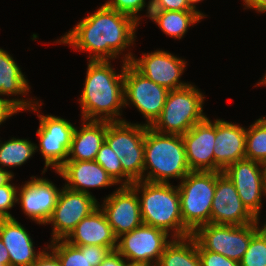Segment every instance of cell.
Instances as JSON below:
<instances>
[{
  "label": "cell",
  "mask_w": 266,
  "mask_h": 266,
  "mask_svg": "<svg viewBox=\"0 0 266 266\" xmlns=\"http://www.w3.org/2000/svg\"><path fill=\"white\" fill-rule=\"evenodd\" d=\"M0 261L5 266H10V258L9 253L5 245L3 244V241L0 238Z\"/></svg>",
  "instance_id": "40"
},
{
  "label": "cell",
  "mask_w": 266,
  "mask_h": 266,
  "mask_svg": "<svg viewBox=\"0 0 266 266\" xmlns=\"http://www.w3.org/2000/svg\"><path fill=\"white\" fill-rule=\"evenodd\" d=\"M181 136L191 171L223 172L214 161L216 120L206 117Z\"/></svg>",
  "instance_id": "16"
},
{
  "label": "cell",
  "mask_w": 266,
  "mask_h": 266,
  "mask_svg": "<svg viewBox=\"0 0 266 266\" xmlns=\"http://www.w3.org/2000/svg\"><path fill=\"white\" fill-rule=\"evenodd\" d=\"M138 25L132 17L103 4L93 14L81 19L56 43L90 53V61H110L117 56L119 58L127 47L134 44Z\"/></svg>",
  "instance_id": "1"
},
{
  "label": "cell",
  "mask_w": 266,
  "mask_h": 266,
  "mask_svg": "<svg viewBox=\"0 0 266 266\" xmlns=\"http://www.w3.org/2000/svg\"><path fill=\"white\" fill-rule=\"evenodd\" d=\"M124 266H150L144 263H136V262H126Z\"/></svg>",
  "instance_id": "44"
},
{
  "label": "cell",
  "mask_w": 266,
  "mask_h": 266,
  "mask_svg": "<svg viewBox=\"0 0 266 266\" xmlns=\"http://www.w3.org/2000/svg\"><path fill=\"white\" fill-rule=\"evenodd\" d=\"M39 102L37 101L29 111L37 112L40 122L36 132L40 141L39 146L36 144L35 147L44 157V174L48 167L57 171L68 160L75 126L62 117L40 114L38 109L43 103Z\"/></svg>",
  "instance_id": "9"
},
{
  "label": "cell",
  "mask_w": 266,
  "mask_h": 266,
  "mask_svg": "<svg viewBox=\"0 0 266 266\" xmlns=\"http://www.w3.org/2000/svg\"><path fill=\"white\" fill-rule=\"evenodd\" d=\"M130 186L138 195L141 194L138 198L143 224L171 233V238L192 236L183 224L177 186L144 180L135 181Z\"/></svg>",
  "instance_id": "3"
},
{
  "label": "cell",
  "mask_w": 266,
  "mask_h": 266,
  "mask_svg": "<svg viewBox=\"0 0 266 266\" xmlns=\"http://www.w3.org/2000/svg\"><path fill=\"white\" fill-rule=\"evenodd\" d=\"M150 10L166 11H195L191 8L188 0H149Z\"/></svg>",
  "instance_id": "36"
},
{
  "label": "cell",
  "mask_w": 266,
  "mask_h": 266,
  "mask_svg": "<svg viewBox=\"0 0 266 266\" xmlns=\"http://www.w3.org/2000/svg\"><path fill=\"white\" fill-rule=\"evenodd\" d=\"M179 183L183 224L193 233L199 226L211 223L216 172L191 171Z\"/></svg>",
  "instance_id": "6"
},
{
  "label": "cell",
  "mask_w": 266,
  "mask_h": 266,
  "mask_svg": "<svg viewBox=\"0 0 266 266\" xmlns=\"http://www.w3.org/2000/svg\"><path fill=\"white\" fill-rule=\"evenodd\" d=\"M257 219L243 205L236 187L223 172H216L215 195L211 207V223L246 225Z\"/></svg>",
  "instance_id": "18"
},
{
  "label": "cell",
  "mask_w": 266,
  "mask_h": 266,
  "mask_svg": "<svg viewBox=\"0 0 266 266\" xmlns=\"http://www.w3.org/2000/svg\"><path fill=\"white\" fill-rule=\"evenodd\" d=\"M171 234L146 224H141L129 233L117 238L116 250L128 262L155 266L165 247L172 241Z\"/></svg>",
  "instance_id": "11"
},
{
  "label": "cell",
  "mask_w": 266,
  "mask_h": 266,
  "mask_svg": "<svg viewBox=\"0 0 266 266\" xmlns=\"http://www.w3.org/2000/svg\"><path fill=\"white\" fill-rule=\"evenodd\" d=\"M99 207L95 196L62 187L57 204L46 224H51V241L65 239L76 225Z\"/></svg>",
  "instance_id": "13"
},
{
  "label": "cell",
  "mask_w": 266,
  "mask_h": 266,
  "mask_svg": "<svg viewBox=\"0 0 266 266\" xmlns=\"http://www.w3.org/2000/svg\"><path fill=\"white\" fill-rule=\"evenodd\" d=\"M201 1H203V0H188V3L190 4V6H191V8L193 10H195L196 12H198L204 18V17H207V16L204 13H202L201 11H199L197 9V7H196V4L199 3V2H201Z\"/></svg>",
  "instance_id": "42"
},
{
  "label": "cell",
  "mask_w": 266,
  "mask_h": 266,
  "mask_svg": "<svg viewBox=\"0 0 266 266\" xmlns=\"http://www.w3.org/2000/svg\"><path fill=\"white\" fill-rule=\"evenodd\" d=\"M14 178L13 172L0 168V187L8 184Z\"/></svg>",
  "instance_id": "41"
},
{
  "label": "cell",
  "mask_w": 266,
  "mask_h": 266,
  "mask_svg": "<svg viewBox=\"0 0 266 266\" xmlns=\"http://www.w3.org/2000/svg\"><path fill=\"white\" fill-rule=\"evenodd\" d=\"M30 86L21 68L8 51L0 48V95H27Z\"/></svg>",
  "instance_id": "26"
},
{
  "label": "cell",
  "mask_w": 266,
  "mask_h": 266,
  "mask_svg": "<svg viewBox=\"0 0 266 266\" xmlns=\"http://www.w3.org/2000/svg\"><path fill=\"white\" fill-rule=\"evenodd\" d=\"M79 104L81 120L125 121L120 118L124 107V71L127 62L123 61L120 73L111 66V61H90Z\"/></svg>",
  "instance_id": "2"
},
{
  "label": "cell",
  "mask_w": 266,
  "mask_h": 266,
  "mask_svg": "<svg viewBox=\"0 0 266 266\" xmlns=\"http://www.w3.org/2000/svg\"><path fill=\"white\" fill-rule=\"evenodd\" d=\"M163 33L175 39H182L190 26L200 22L203 17L196 11L150 10L148 17Z\"/></svg>",
  "instance_id": "25"
},
{
  "label": "cell",
  "mask_w": 266,
  "mask_h": 266,
  "mask_svg": "<svg viewBox=\"0 0 266 266\" xmlns=\"http://www.w3.org/2000/svg\"><path fill=\"white\" fill-rule=\"evenodd\" d=\"M189 172L182 136L161 134L145 126L143 180L170 183L169 179L181 181Z\"/></svg>",
  "instance_id": "4"
},
{
  "label": "cell",
  "mask_w": 266,
  "mask_h": 266,
  "mask_svg": "<svg viewBox=\"0 0 266 266\" xmlns=\"http://www.w3.org/2000/svg\"><path fill=\"white\" fill-rule=\"evenodd\" d=\"M18 188L11 181L0 187V219L14 218L8 210L17 203Z\"/></svg>",
  "instance_id": "34"
},
{
  "label": "cell",
  "mask_w": 266,
  "mask_h": 266,
  "mask_svg": "<svg viewBox=\"0 0 266 266\" xmlns=\"http://www.w3.org/2000/svg\"><path fill=\"white\" fill-rule=\"evenodd\" d=\"M0 238L8 250L10 266H30L44 251H35L30 234L16 218L0 219Z\"/></svg>",
  "instance_id": "20"
},
{
  "label": "cell",
  "mask_w": 266,
  "mask_h": 266,
  "mask_svg": "<svg viewBox=\"0 0 266 266\" xmlns=\"http://www.w3.org/2000/svg\"><path fill=\"white\" fill-rule=\"evenodd\" d=\"M43 253L30 266H62L58 256L48 247L43 248ZM49 251H46V250Z\"/></svg>",
  "instance_id": "37"
},
{
  "label": "cell",
  "mask_w": 266,
  "mask_h": 266,
  "mask_svg": "<svg viewBox=\"0 0 266 266\" xmlns=\"http://www.w3.org/2000/svg\"><path fill=\"white\" fill-rule=\"evenodd\" d=\"M243 3L246 8L244 9H253L256 12H260L266 6V0H243Z\"/></svg>",
  "instance_id": "39"
},
{
  "label": "cell",
  "mask_w": 266,
  "mask_h": 266,
  "mask_svg": "<svg viewBox=\"0 0 266 266\" xmlns=\"http://www.w3.org/2000/svg\"><path fill=\"white\" fill-rule=\"evenodd\" d=\"M259 120L266 126V117H260Z\"/></svg>",
  "instance_id": "46"
},
{
  "label": "cell",
  "mask_w": 266,
  "mask_h": 266,
  "mask_svg": "<svg viewBox=\"0 0 266 266\" xmlns=\"http://www.w3.org/2000/svg\"><path fill=\"white\" fill-rule=\"evenodd\" d=\"M261 85H263V86L266 85V73L263 76V78H261V80H259V82L255 86H261Z\"/></svg>",
  "instance_id": "45"
},
{
  "label": "cell",
  "mask_w": 266,
  "mask_h": 266,
  "mask_svg": "<svg viewBox=\"0 0 266 266\" xmlns=\"http://www.w3.org/2000/svg\"><path fill=\"white\" fill-rule=\"evenodd\" d=\"M259 13H266V6Z\"/></svg>",
  "instance_id": "47"
},
{
  "label": "cell",
  "mask_w": 266,
  "mask_h": 266,
  "mask_svg": "<svg viewBox=\"0 0 266 266\" xmlns=\"http://www.w3.org/2000/svg\"><path fill=\"white\" fill-rule=\"evenodd\" d=\"M245 158L257 162L266 158V126L259 119L246 128Z\"/></svg>",
  "instance_id": "29"
},
{
  "label": "cell",
  "mask_w": 266,
  "mask_h": 266,
  "mask_svg": "<svg viewBox=\"0 0 266 266\" xmlns=\"http://www.w3.org/2000/svg\"><path fill=\"white\" fill-rule=\"evenodd\" d=\"M132 52L123 56V61L130 62L141 74L168 90H176L190 83L181 81L187 62L170 52L156 50L135 58Z\"/></svg>",
  "instance_id": "12"
},
{
  "label": "cell",
  "mask_w": 266,
  "mask_h": 266,
  "mask_svg": "<svg viewBox=\"0 0 266 266\" xmlns=\"http://www.w3.org/2000/svg\"><path fill=\"white\" fill-rule=\"evenodd\" d=\"M169 90L141 74L130 62L124 71V108L136 107L150 127L160 116Z\"/></svg>",
  "instance_id": "10"
},
{
  "label": "cell",
  "mask_w": 266,
  "mask_h": 266,
  "mask_svg": "<svg viewBox=\"0 0 266 266\" xmlns=\"http://www.w3.org/2000/svg\"><path fill=\"white\" fill-rule=\"evenodd\" d=\"M126 262L125 258L117 250H113L99 266H124Z\"/></svg>",
  "instance_id": "38"
},
{
  "label": "cell",
  "mask_w": 266,
  "mask_h": 266,
  "mask_svg": "<svg viewBox=\"0 0 266 266\" xmlns=\"http://www.w3.org/2000/svg\"><path fill=\"white\" fill-rule=\"evenodd\" d=\"M204 100V94L191 83L169 90L163 110L150 128L161 134H185L207 117L203 113Z\"/></svg>",
  "instance_id": "5"
},
{
  "label": "cell",
  "mask_w": 266,
  "mask_h": 266,
  "mask_svg": "<svg viewBox=\"0 0 266 266\" xmlns=\"http://www.w3.org/2000/svg\"><path fill=\"white\" fill-rule=\"evenodd\" d=\"M240 266H266V229L261 227L251 238Z\"/></svg>",
  "instance_id": "31"
},
{
  "label": "cell",
  "mask_w": 266,
  "mask_h": 266,
  "mask_svg": "<svg viewBox=\"0 0 266 266\" xmlns=\"http://www.w3.org/2000/svg\"><path fill=\"white\" fill-rule=\"evenodd\" d=\"M95 161L113 178L119 186H130L133 181L123 172L119 157L109 144L104 141L100 147Z\"/></svg>",
  "instance_id": "30"
},
{
  "label": "cell",
  "mask_w": 266,
  "mask_h": 266,
  "mask_svg": "<svg viewBox=\"0 0 266 266\" xmlns=\"http://www.w3.org/2000/svg\"><path fill=\"white\" fill-rule=\"evenodd\" d=\"M47 247L58 256L62 266H99L112 251L97 245L74 246L64 239L50 241Z\"/></svg>",
  "instance_id": "24"
},
{
  "label": "cell",
  "mask_w": 266,
  "mask_h": 266,
  "mask_svg": "<svg viewBox=\"0 0 266 266\" xmlns=\"http://www.w3.org/2000/svg\"><path fill=\"white\" fill-rule=\"evenodd\" d=\"M61 189L52 181L32 176L18 188L17 203L23 213L37 224L46 225L57 204Z\"/></svg>",
  "instance_id": "17"
},
{
  "label": "cell",
  "mask_w": 266,
  "mask_h": 266,
  "mask_svg": "<svg viewBox=\"0 0 266 266\" xmlns=\"http://www.w3.org/2000/svg\"><path fill=\"white\" fill-rule=\"evenodd\" d=\"M155 266H201L196 240L192 236L172 238Z\"/></svg>",
  "instance_id": "27"
},
{
  "label": "cell",
  "mask_w": 266,
  "mask_h": 266,
  "mask_svg": "<svg viewBox=\"0 0 266 266\" xmlns=\"http://www.w3.org/2000/svg\"><path fill=\"white\" fill-rule=\"evenodd\" d=\"M64 240L74 246L97 245L112 251L117 247V238L100 207L83 218Z\"/></svg>",
  "instance_id": "21"
},
{
  "label": "cell",
  "mask_w": 266,
  "mask_h": 266,
  "mask_svg": "<svg viewBox=\"0 0 266 266\" xmlns=\"http://www.w3.org/2000/svg\"><path fill=\"white\" fill-rule=\"evenodd\" d=\"M145 125L107 121L105 141L119 157L123 172L133 181L143 180Z\"/></svg>",
  "instance_id": "7"
},
{
  "label": "cell",
  "mask_w": 266,
  "mask_h": 266,
  "mask_svg": "<svg viewBox=\"0 0 266 266\" xmlns=\"http://www.w3.org/2000/svg\"><path fill=\"white\" fill-rule=\"evenodd\" d=\"M258 219L246 225L204 224L192 237L204 249L240 262L249 247L252 236L261 228Z\"/></svg>",
  "instance_id": "8"
},
{
  "label": "cell",
  "mask_w": 266,
  "mask_h": 266,
  "mask_svg": "<svg viewBox=\"0 0 266 266\" xmlns=\"http://www.w3.org/2000/svg\"><path fill=\"white\" fill-rule=\"evenodd\" d=\"M105 5L108 8L114 9L120 13L132 17L139 24L140 19L142 18L138 16L140 11L144 10V8L147 7L146 17H149L150 14V1H148L147 4L146 0H108L106 1Z\"/></svg>",
  "instance_id": "32"
},
{
  "label": "cell",
  "mask_w": 266,
  "mask_h": 266,
  "mask_svg": "<svg viewBox=\"0 0 266 266\" xmlns=\"http://www.w3.org/2000/svg\"><path fill=\"white\" fill-rule=\"evenodd\" d=\"M266 229V221L263 223V226H261Z\"/></svg>",
  "instance_id": "48"
},
{
  "label": "cell",
  "mask_w": 266,
  "mask_h": 266,
  "mask_svg": "<svg viewBox=\"0 0 266 266\" xmlns=\"http://www.w3.org/2000/svg\"><path fill=\"white\" fill-rule=\"evenodd\" d=\"M262 176L266 184V158L260 162Z\"/></svg>",
  "instance_id": "43"
},
{
  "label": "cell",
  "mask_w": 266,
  "mask_h": 266,
  "mask_svg": "<svg viewBox=\"0 0 266 266\" xmlns=\"http://www.w3.org/2000/svg\"><path fill=\"white\" fill-rule=\"evenodd\" d=\"M82 127L74 129L68 160L92 161L105 141L107 121L81 120Z\"/></svg>",
  "instance_id": "23"
},
{
  "label": "cell",
  "mask_w": 266,
  "mask_h": 266,
  "mask_svg": "<svg viewBox=\"0 0 266 266\" xmlns=\"http://www.w3.org/2000/svg\"><path fill=\"white\" fill-rule=\"evenodd\" d=\"M233 182L238 195L247 210L260 220L262 196H266L260 162L242 159L230 164L224 171Z\"/></svg>",
  "instance_id": "14"
},
{
  "label": "cell",
  "mask_w": 266,
  "mask_h": 266,
  "mask_svg": "<svg viewBox=\"0 0 266 266\" xmlns=\"http://www.w3.org/2000/svg\"><path fill=\"white\" fill-rule=\"evenodd\" d=\"M35 146L28 139L12 137L4 142L0 140V168L22 166L35 154Z\"/></svg>",
  "instance_id": "28"
},
{
  "label": "cell",
  "mask_w": 266,
  "mask_h": 266,
  "mask_svg": "<svg viewBox=\"0 0 266 266\" xmlns=\"http://www.w3.org/2000/svg\"><path fill=\"white\" fill-rule=\"evenodd\" d=\"M197 250L201 266H240V262L229 259L222 254L204 250L198 243Z\"/></svg>",
  "instance_id": "35"
},
{
  "label": "cell",
  "mask_w": 266,
  "mask_h": 266,
  "mask_svg": "<svg viewBox=\"0 0 266 266\" xmlns=\"http://www.w3.org/2000/svg\"><path fill=\"white\" fill-rule=\"evenodd\" d=\"M246 128L216 119L214 161L224 171L230 164L245 159Z\"/></svg>",
  "instance_id": "22"
},
{
  "label": "cell",
  "mask_w": 266,
  "mask_h": 266,
  "mask_svg": "<svg viewBox=\"0 0 266 266\" xmlns=\"http://www.w3.org/2000/svg\"><path fill=\"white\" fill-rule=\"evenodd\" d=\"M55 173L60 175L63 180L67 181V183L64 184L67 189L90 195H92V193L89 192L90 188L101 189L117 184L95 160H67Z\"/></svg>",
  "instance_id": "19"
},
{
  "label": "cell",
  "mask_w": 266,
  "mask_h": 266,
  "mask_svg": "<svg viewBox=\"0 0 266 266\" xmlns=\"http://www.w3.org/2000/svg\"><path fill=\"white\" fill-rule=\"evenodd\" d=\"M1 96V95H0ZM36 99H21V98H1L0 97V125L5 122L7 119L12 117L18 112L24 110H30V108L37 102Z\"/></svg>",
  "instance_id": "33"
},
{
  "label": "cell",
  "mask_w": 266,
  "mask_h": 266,
  "mask_svg": "<svg viewBox=\"0 0 266 266\" xmlns=\"http://www.w3.org/2000/svg\"><path fill=\"white\" fill-rule=\"evenodd\" d=\"M99 207L116 238L143 224L138 194L131 186H120Z\"/></svg>",
  "instance_id": "15"
}]
</instances>
